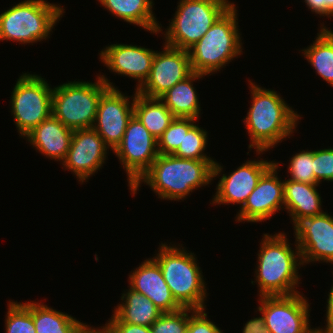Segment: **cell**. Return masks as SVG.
I'll list each match as a JSON object with an SVG mask.
<instances>
[{"label":"cell","mask_w":333,"mask_h":333,"mask_svg":"<svg viewBox=\"0 0 333 333\" xmlns=\"http://www.w3.org/2000/svg\"><path fill=\"white\" fill-rule=\"evenodd\" d=\"M317 186L319 184L284 180V209L289 213L294 226L304 218L324 213Z\"/></svg>","instance_id":"cell-21"},{"label":"cell","mask_w":333,"mask_h":333,"mask_svg":"<svg viewBox=\"0 0 333 333\" xmlns=\"http://www.w3.org/2000/svg\"><path fill=\"white\" fill-rule=\"evenodd\" d=\"M128 279V287L145 295L162 313H171L183 308L173 297L159 264L153 258L146 259L131 271Z\"/></svg>","instance_id":"cell-19"},{"label":"cell","mask_w":333,"mask_h":333,"mask_svg":"<svg viewBox=\"0 0 333 333\" xmlns=\"http://www.w3.org/2000/svg\"><path fill=\"white\" fill-rule=\"evenodd\" d=\"M300 292L259 297L257 311L270 333H316L310 325V305Z\"/></svg>","instance_id":"cell-10"},{"label":"cell","mask_w":333,"mask_h":333,"mask_svg":"<svg viewBox=\"0 0 333 333\" xmlns=\"http://www.w3.org/2000/svg\"><path fill=\"white\" fill-rule=\"evenodd\" d=\"M206 75L192 72L187 78L176 83L166 91L159 99L168 107L175 118L198 119L201 106L193 82Z\"/></svg>","instance_id":"cell-23"},{"label":"cell","mask_w":333,"mask_h":333,"mask_svg":"<svg viewBox=\"0 0 333 333\" xmlns=\"http://www.w3.org/2000/svg\"><path fill=\"white\" fill-rule=\"evenodd\" d=\"M294 227L302 264H333V216L326 213L304 218Z\"/></svg>","instance_id":"cell-17"},{"label":"cell","mask_w":333,"mask_h":333,"mask_svg":"<svg viewBox=\"0 0 333 333\" xmlns=\"http://www.w3.org/2000/svg\"><path fill=\"white\" fill-rule=\"evenodd\" d=\"M31 315L36 333H73L81 323L72 315L36 301H31Z\"/></svg>","instance_id":"cell-27"},{"label":"cell","mask_w":333,"mask_h":333,"mask_svg":"<svg viewBox=\"0 0 333 333\" xmlns=\"http://www.w3.org/2000/svg\"><path fill=\"white\" fill-rule=\"evenodd\" d=\"M165 29V44L188 50L234 3L229 0H179Z\"/></svg>","instance_id":"cell-8"},{"label":"cell","mask_w":333,"mask_h":333,"mask_svg":"<svg viewBox=\"0 0 333 333\" xmlns=\"http://www.w3.org/2000/svg\"><path fill=\"white\" fill-rule=\"evenodd\" d=\"M288 163V173L290 180L308 184H318L314 176L313 151L302 150L293 155Z\"/></svg>","instance_id":"cell-32"},{"label":"cell","mask_w":333,"mask_h":333,"mask_svg":"<svg viewBox=\"0 0 333 333\" xmlns=\"http://www.w3.org/2000/svg\"><path fill=\"white\" fill-rule=\"evenodd\" d=\"M73 130L51 115L25 137L27 141L47 158L63 162L67 156Z\"/></svg>","instance_id":"cell-20"},{"label":"cell","mask_w":333,"mask_h":333,"mask_svg":"<svg viewBox=\"0 0 333 333\" xmlns=\"http://www.w3.org/2000/svg\"><path fill=\"white\" fill-rule=\"evenodd\" d=\"M73 333H109V329L106 323L104 326L95 328L91 325H87L86 323L81 322L73 331Z\"/></svg>","instance_id":"cell-39"},{"label":"cell","mask_w":333,"mask_h":333,"mask_svg":"<svg viewBox=\"0 0 333 333\" xmlns=\"http://www.w3.org/2000/svg\"><path fill=\"white\" fill-rule=\"evenodd\" d=\"M109 149L93 127L74 130L63 168L70 170L82 184L103 167Z\"/></svg>","instance_id":"cell-14"},{"label":"cell","mask_w":333,"mask_h":333,"mask_svg":"<svg viewBox=\"0 0 333 333\" xmlns=\"http://www.w3.org/2000/svg\"><path fill=\"white\" fill-rule=\"evenodd\" d=\"M242 330V333H270L265 325L263 315L247 321Z\"/></svg>","instance_id":"cell-37"},{"label":"cell","mask_w":333,"mask_h":333,"mask_svg":"<svg viewBox=\"0 0 333 333\" xmlns=\"http://www.w3.org/2000/svg\"><path fill=\"white\" fill-rule=\"evenodd\" d=\"M5 316V333H36L33 317L31 315V301H8Z\"/></svg>","instance_id":"cell-29"},{"label":"cell","mask_w":333,"mask_h":333,"mask_svg":"<svg viewBox=\"0 0 333 333\" xmlns=\"http://www.w3.org/2000/svg\"><path fill=\"white\" fill-rule=\"evenodd\" d=\"M321 26L313 44L301 51L319 77L333 87V31L324 23Z\"/></svg>","instance_id":"cell-25"},{"label":"cell","mask_w":333,"mask_h":333,"mask_svg":"<svg viewBox=\"0 0 333 333\" xmlns=\"http://www.w3.org/2000/svg\"><path fill=\"white\" fill-rule=\"evenodd\" d=\"M196 309L182 308L162 315L150 326L151 333H185L188 321Z\"/></svg>","instance_id":"cell-31"},{"label":"cell","mask_w":333,"mask_h":333,"mask_svg":"<svg viewBox=\"0 0 333 333\" xmlns=\"http://www.w3.org/2000/svg\"><path fill=\"white\" fill-rule=\"evenodd\" d=\"M197 119L174 118L169 127L157 140L159 154H173L184 139V131H189Z\"/></svg>","instance_id":"cell-30"},{"label":"cell","mask_w":333,"mask_h":333,"mask_svg":"<svg viewBox=\"0 0 333 333\" xmlns=\"http://www.w3.org/2000/svg\"><path fill=\"white\" fill-rule=\"evenodd\" d=\"M274 164V161L247 160L236 170L229 174H222L223 166L215 162L213 167V180L222 175L216 184V193L212 199V205H236L241 208L246 202L250 193L255 189L261 176Z\"/></svg>","instance_id":"cell-12"},{"label":"cell","mask_w":333,"mask_h":333,"mask_svg":"<svg viewBox=\"0 0 333 333\" xmlns=\"http://www.w3.org/2000/svg\"><path fill=\"white\" fill-rule=\"evenodd\" d=\"M333 16V0H326V17Z\"/></svg>","instance_id":"cell-40"},{"label":"cell","mask_w":333,"mask_h":333,"mask_svg":"<svg viewBox=\"0 0 333 333\" xmlns=\"http://www.w3.org/2000/svg\"><path fill=\"white\" fill-rule=\"evenodd\" d=\"M96 82L68 81L53 88L52 115L71 130L92 128L101 96L117 88L105 75Z\"/></svg>","instance_id":"cell-6"},{"label":"cell","mask_w":333,"mask_h":333,"mask_svg":"<svg viewBox=\"0 0 333 333\" xmlns=\"http://www.w3.org/2000/svg\"><path fill=\"white\" fill-rule=\"evenodd\" d=\"M185 333H223V331L207 317L204 310H196L190 315Z\"/></svg>","instance_id":"cell-34"},{"label":"cell","mask_w":333,"mask_h":333,"mask_svg":"<svg viewBox=\"0 0 333 333\" xmlns=\"http://www.w3.org/2000/svg\"><path fill=\"white\" fill-rule=\"evenodd\" d=\"M308 9L315 14H319L320 17L326 16V0H304Z\"/></svg>","instance_id":"cell-38"},{"label":"cell","mask_w":333,"mask_h":333,"mask_svg":"<svg viewBox=\"0 0 333 333\" xmlns=\"http://www.w3.org/2000/svg\"><path fill=\"white\" fill-rule=\"evenodd\" d=\"M64 10L46 0H23L0 14V41L33 45L46 40Z\"/></svg>","instance_id":"cell-7"},{"label":"cell","mask_w":333,"mask_h":333,"mask_svg":"<svg viewBox=\"0 0 333 333\" xmlns=\"http://www.w3.org/2000/svg\"><path fill=\"white\" fill-rule=\"evenodd\" d=\"M134 115L158 140L174 120V115L159 98L138 94L135 89Z\"/></svg>","instance_id":"cell-26"},{"label":"cell","mask_w":333,"mask_h":333,"mask_svg":"<svg viewBox=\"0 0 333 333\" xmlns=\"http://www.w3.org/2000/svg\"><path fill=\"white\" fill-rule=\"evenodd\" d=\"M216 160H194L159 154L150 168L129 188L132 196L139 191L140 184H147L158 198L185 200L195 189L207 186L213 181V167Z\"/></svg>","instance_id":"cell-2"},{"label":"cell","mask_w":333,"mask_h":333,"mask_svg":"<svg viewBox=\"0 0 333 333\" xmlns=\"http://www.w3.org/2000/svg\"><path fill=\"white\" fill-rule=\"evenodd\" d=\"M163 47V51H156L148 78L136 89L138 94L159 98L192 73L187 50L166 44Z\"/></svg>","instance_id":"cell-13"},{"label":"cell","mask_w":333,"mask_h":333,"mask_svg":"<svg viewBox=\"0 0 333 333\" xmlns=\"http://www.w3.org/2000/svg\"><path fill=\"white\" fill-rule=\"evenodd\" d=\"M110 318L106 322L109 333H151L150 327L121 322L114 314Z\"/></svg>","instance_id":"cell-35"},{"label":"cell","mask_w":333,"mask_h":333,"mask_svg":"<svg viewBox=\"0 0 333 333\" xmlns=\"http://www.w3.org/2000/svg\"><path fill=\"white\" fill-rule=\"evenodd\" d=\"M262 237L254 273L256 279L251 281L253 285L256 282L259 288L258 296H286L299 293L298 270L303 264L296 241L295 250H292L285 232L273 235L267 233Z\"/></svg>","instance_id":"cell-3"},{"label":"cell","mask_w":333,"mask_h":333,"mask_svg":"<svg viewBox=\"0 0 333 333\" xmlns=\"http://www.w3.org/2000/svg\"><path fill=\"white\" fill-rule=\"evenodd\" d=\"M121 300L113 311L121 322L150 327L162 315L150 299L130 287L122 293Z\"/></svg>","instance_id":"cell-24"},{"label":"cell","mask_w":333,"mask_h":333,"mask_svg":"<svg viewBox=\"0 0 333 333\" xmlns=\"http://www.w3.org/2000/svg\"><path fill=\"white\" fill-rule=\"evenodd\" d=\"M155 53L138 45L116 43L102 49L99 59L113 73L137 80V89L148 78Z\"/></svg>","instance_id":"cell-18"},{"label":"cell","mask_w":333,"mask_h":333,"mask_svg":"<svg viewBox=\"0 0 333 333\" xmlns=\"http://www.w3.org/2000/svg\"><path fill=\"white\" fill-rule=\"evenodd\" d=\"M248 82L252 102L243 123L251 141L249 150L254 148L261 155L292 137L301 117L277 91Z\"/></svg>","instance_id":"cell-1"},{"label":"cell","mask_w":333,"mask_h":333,"mask_svg":"<svg viewBox=\"0 0 333 333\" xmlns=\"http://www.w3.org/2000/svg\"><path fill=\"white\" fill-rule=\"evenodd\" d=\"M314 176L318 184L322 180L333 181V148L313 150Z\"/></svg>","instance_id":"cell-33"},{"label":"cell","mask_w":333,"mask_h":333,"mask_svg":"<svg viewBox=\"0 0 333 333\" xmlns=\"http://www.w3.org/2000/svg\"><path fill=\"white\" fill-rule=\"evenodd\" d=\"M134 95L123 94L118 88H109L100 98L93 128L111 149L121 143L129 120L134 115Z\"/></svg>","instance_id":"cell-16"},{"label":"cell","mask_w":333,"mask_h":333,"mask_svg":"<svg viewBox=\"0 0 333 333\" xmlns=\"http://www.w3.org/2000/svg\"><path fill=\"white\" fill-rule=\"evenodd\" d=\"M326 326L324 328L316 327V333H333V284L328 292L327 304H326Z\"/></svg>","instance_id":"cell-36"},{"label":"cell","mask_w":333,"mask_h":333,"mask_svg":"<svg viewBox=\"0 0 333 333\" xmlns=\"http://www.w3.org/2000/svg\"><path fill=\"white\" fill-rule=\"evenodd\" d=\"M207 142L208 132L195 124L189 131H184V139L173 155L185 159L214 160L203 153L207 149Z\"/></svg>","instance_id":"cell-28"},{"label":"cell","mask_w":333,"mask_h":333,"mask_svg":"<svg viewBox=\"0 0 333 333\" xmlns=\"http://www.w3.org/2000/svg\"><path fill=\"white\" fill-rule=\"evenodd\" d=\"M280 163L274 164L261 176L255 189L237 212V222H264L284 209V180L278 176Z\"/></svg>","instance_id":"cell-15"},{"label":"cell","mask_w":333,"mask_h":333,"mask_svg":"<svg viewBox=\"0 0 333 333\" xmlns=\"http://www.w3.org/2000/svg\"><path fill=\"white\" fill-rule=\"evenodd\" d=\"M109 13L127 23L142 27L144 31L157 34L163 32L155 13L153 0H97Z\"/></svg>","instance_id":"cell-22"},{"label":"cell","mask_w":333,"mask_h":333,"mask_svg":"<svg viewBox=\"0 0 333 333\" xmlns=\"http://www.w3.org/2000/svg\"><path fill=\"white\" fill-rule=\"evenodd\" d=\"M112 152L126 171L130 188L150 168L159 155L157 139L135 115L129 120L121 143Z\"/></svg>","instance_id":"cell-11"},{"label":"cell","mask_w":333,"mask_h":333,"mask_svg":"<svg viewBox=\"0 0 333 333\" xmlns=\"http://www.w3.org/2000/svg\"><path fill=\"white\" fill-rule=\"evenodd\" d=\"M178 244L161 243L153 259L173 297L183 308L206 309L207 289L196 255ZM182 247V248H181Z\"/></svg>","instance_id":"cell-4"},{"label":"cell","mask_w":333,"mask_h":333,"mask_svg":"<svg viewBox=\"0 0 333 333\" xmlns=\"http://www.w3.org/2000/svg\"><path fill=\"white\" fill-rule=\"evenodd\" d=\"M238 13L233 4L187 51L192 72L213 75L243 53Z\"/></svg>","instance_id":"cell-5"},{"label":"cell","mask_w":333,"mask_h":333,"mask_svg":"<svg viewBox=\"0 0 333 333\" xmlns=\"http://www.w3.org/2000/svg\"><path fill=\"white\" fill-rule=\"evenodd\" d=\"M37 74L23 73L14 85L10 110L19 136L25 138L52 115L53 88Z\"/></svg>","instance_id":"cell-9"}]
</instances>
